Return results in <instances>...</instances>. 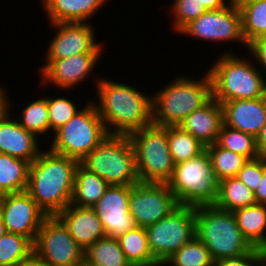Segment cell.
Wrapping results in <instances>:
<instances>
[{"label": "cell", "instance_id": "6da1fadb", "mask_svg": "<svg viewBox=\"0 0 266 266\" xmlns=\"http://www.w3.org/2000/svg\"><path fill=\"white\" fill-rule=\"evenodd\" d=\"M96 82L99 103L94 104L109 135H130L153 124L152 95L118 81Z\"/></svg>", "mask_w": 266, "mask_h": 266}, {"label": "cell", "instance_id": "7a4b0ae2", "mask_svg": "<svg viewBox=\"0 0 266 266\" xmlns=\"http://www.w3.org/2000/svg\"><path fill=\"white\" fill-rule=\"evenodd\" d=\"M78 164L49 148L30 164L26 192L47 216L57 215L71 204Z\"/></svg>", "mask_w": 266, "mask_h": 266}, {"label": "cell", "instance_id": "3957f363", "mask_svg": "<svg viewBox=\"0 0 266 266\" xmlns=\"http://www.w3.org/2000/svg\"><path fill=\"white\" fill-rule=\"evenodd\" d=\"M212 98V82L209 72L202 79L176 77L163 89L152 95L153 124L178 126L193 111Z\"/></svg>", "mask_w": 266, "mask_h": 266}, {"label": "cell", "instance_id": "277c9868", "mask_svg": "<svg viewBox=\"0 0 266 266\" xmlns=\"http://www.w3.org/2000/svg\"><path fill=\"white\" fill-rule=\"evenodd\" d=\"M194 212L196 237L214 262L242 256L254 248L240 231L233 212L215 205L195 206Z\"/></svg>", "mask_w": 266, "mask_h": 266}, {"label": "cell", "instance_id": "5b68a950", "mask_svg": "<svg viewBox=\"0 0 266 266\" xmlns=\"http://www.w3.org/2000/svg\"><path fill=\"white\" fill-rule=\"evenodd\" d=\"M208 70L212 82V97L221 104L231 100L266 96V76L261 75L262 70L245 57L242 59L233 53H223Z\"/></svg>", "mask_w": 266, "mask_h": 266}, {"label": "cell", "instance_id": "8992f818", "mask_svg": "<svg viewBox=\"0 0 266 266\" xmlns=\"http://www.w3.org/2000/svg\"><path fill=\"white\" fill-rule=\"evenodd\" d=\"M167 184L179 205H214L218 198L219 180L206 149L197 157L176 164Z\"/></svg>", "mask_w": 266, "mask_h": 266}, {"label": "cell", "instance_id": "52a82bcc", "mask_svg": "<svg viewBox=\"0 0 266 266\" xmlns=\"http://www.w3.org/2000/svg\"><path fill=\"white\" fill-rule=\"evenodd\" d=\"M51 151L81 162L109 133L91 101L54 133Z\"/></svg>", "mask_w": 266, "mask_h": 266}, {"label": "cell", "instance_id": "ba28073f", "mask_svg": "<svg viewBox=\"0 0 266 266\" xmlns=\"http://www.w3.org/2000/svg\"><path fill=\"white\" fill-rule=\"evenodd\" d=\"M141 183L167 184L175 163L169 150L167 127L151 124L128 135Z\"/></svg>", "mask_w": 266, "mask_h": 266}, {"label": "cell", "instance_id": "9c48e42d", "mask_svg": "<svg viewBox=\"0 0 266 266\" xmlns=\"http://www.w3.org/2000/svg\"><path fill=\"white\" fill-rule=\"evenodd\" d=\"M81 163L109 185L139 183L135 152L128 135H109Z\"/></svg>", "mask_w": 266, "mask_h": 266}, {"label": "cell", "instance_id": "30bf717a", "mask_svg": "<svg viewBox=\"0 0 266 266\" xmlns=\"http://www.w3.org/2000/svg\"><path fill=\"white\" fill-rule=\"evenodd\" d=\"M149 249L160 263L196 236L194 207L179 205L169 215L147 226Z\"/></svg>", "mask_w": 266, "mask_h": 266}, {"label": "cell", "instance_id": "8fae6325", "mask_svg": "<svg viewBox=\"0 0 266 266\" xmlns=\"http://www.w3.org/2000/svg\"><path fill=\"white\" fill-rule=\"evenodd\" d=\"M33 251L51 266H75L84 260L85 252L56 215L44 219Z\"/></svg>", "mask_w": 266, "mask_h": 266}, {"label": "cell", "instance_id": "7c38bea8", "mask_svg": "<svg viewBox=\"0 0 266 266\" xmlns=\"http://www.w3.org/2000/svg\"><path fill=\"white\" fill-rule=\"evenodd\" d=\"M179 33L215 42L237 40L244 44L245 49L248 45L243 36L241 13L235 0L223 9L206 11Z\"/></svg>", "mask_w": 266, "mask_h": 266}, {"label": "cell", "instance_id": "4fadbf2b", "mask_svg": "<svg viewBox=\"0 0 266 266\" xmlns=\"http://www.w3.org/2000/svg\"><path fill=\"white\" fill-rule=\"evenodd\" d=\"M178 206L168 184L139 182L130 186L129 211L137 227L156 223Z\"/></svg>", "mask_w": 266, "mask_h": 266}, {"label": "cell", "instance_id": "5bb4252c", "mask_svg": "<svg viewBox=\"0 0 266 266\" xmlns=\"http://www.w3.org/2000/svg\"><path fill=\"white\" fill-rule=\"evenodd\" d=\"M0 214L8 233L25 236L32 243L47 217L26 191L4 194Z\"/></svg>", "mask_w": 266, "mask_h": 266}, {"label": "cell", "instance_id": "9a60e30c", "mask_svg": "<svg viewBox=\"0 0 266 266\" xmlns=\"http://www.w3.org/2000/svg\"><path fill=\"white\" fill-rule=\"evenodd\" d=\"M57 32L54 34L44 59H65L82 53H101L95 31L89 23H51Z\"/></svg>", "mask_w": 266, "mask_h": 266}, {"label": "cell", "instance_id": "2e32d148", "mask_svg": "<svg viewBox=\"0 0 266 266\" xmlns=\"http://www.w3.org/2000/svg\"><path fill=\"white\" fill-rule=\"evenodd\" d=\"M130 186L109 185L93 207L103 224L106 237L118 236L136 227L129 211Z\"/></svg>", "mask_w": 266, "mask_h": 266}, {"label": "cell", "instance_id": "e0dca14e", "mask_svg": "<svg viewBox=\"0 0 266 266\" xmlns=\"http://www.w3.org/2000/svg\"><path fill=\"white\" fill-rule=\"evenodd\" d=\"M101 53H82L65 59H45L41 66V84H54L62 90L76 87L86 81L99 61ZM86 78V79H85Z\"/></svg>", "mask_w": 266, "mask_h": 266}, {"label": "cell", "instance_id": "ac0fdd59", "mask_svg": "<svg viewBox=\"0 0 266 266\" xmlns=\"http://www.w3.org/2000/svg\"><path fill=\"white\" fill-rule=\"evenodd\" d=\"M224 125L257 136L266 123V96L237 99L221 104Z\"/></svg>", "mask_w": 266, "mask_h": 266}, {"label": "cell", "instance_id": "d6986e66", "mask_svg": "<svg viewBox=\"0 0 266 266\" xmlns=\"http://www.w3.org/2000/svg\"><path fill=\"white\" fill-rule=\"evenodd\" d=\"M67 227L77 244L86 250L106 233L93 207H80L69 204L56 215Z\"/></svg>", "mask_w": 266, "mask_h": 266}, {"label": "cell", "instance_id": "ffe728a7", "mask_svg": "<svg viewBox=\"0 0 266 266\" xmlns=\"http://www.w3.org/2000/svg\"><path fill=\"white\" fill-rule=\"evenodd\" d=\"M11 113L0 120V152L34 162L39 154V137L11 119Z\"/></svg>", "mask_w": 266, "mask_h": 266}, {"label": "cell", "instance_id": "44dd1931", "mask_svg": "<svg viewBox=\"0 0 266 266\" xmlns=\"http://www.w3.org/2000/svg\"><path fill=\"white\" fill-rule=\"evenodd\" d=\"M223 124L222 105L212 97L205 105L188 115L178 126L207 147L216 143Z\"/></svg>", "mask_w": 266, "mask_h": 266}, {"label": "cell", "instance_id": "7402d4cb", "mask_svg": "<svg viewBox=\"0 0 266 266\" xmlns=\"http://www.w3.org/2000/svg\"><path fill=\"white\" fill-rule=\"evenodd\" d=\"M50 23H88L108 0H40Z\"/></svg>", "mask_w": 266, "mask_h": 266}, {"label": "cell", "instance_id": "603a6c76", "mask_svg": "<svg viewBox=\"0 0 266 266\" xmlns=\"http://www.w3.org/2000/svg\"><path fill=\"white\" fill-rule=\"evenodd\" d=\"M109 184L96 173L79 162L75 172L71 204L80 207H94L105 194Z\"/></svg>", "mask_w": 266, "mask_h": 266}, {"label": "cell", "instance_id": "cb8c5ba5", "mask_svg": "<svg viewBox=\"0 0 266 266\" xmlns=\"http://www.w3.org/2000/svg\"><path fill=\"white\" fill-rule=\"evenodd\" d=\"M233 213L240 231L248 242L255 248L266 250V205L246 206Z\"/></svg>", "mask_w": 266, "mask_h": 266}, {"label": "cell", "instance_id": "d4e9b609", "mask_svg": "<svg viewBox=\"0 0 266 266\" xmlns=\"http://www.w3.org/2000/svg\"><path fill=\"white\" fill-rule=\"evenodd\" d=\"M30 164L26 159L1 153L0 191L3 194L26 191Z\"/></svg>", "mask_w": 266, "mask_h": 266}, {"label": "cell", "instance_id": "484cf974", "mask_svg": "<svg viewBox=\"0 0 266 266\" xmlns=\"http://www.w3.org/2000/svg\"><path fill=\"white\" fill-rule=\"evenodd\" d=\"M127 261L132 266H157L147 240L146 229L135 227L117 237Z\"/></svg>", "mask_w": 266, "mask_h": 266}, {"label": "cell", "instance_id": "4316f807", "mask_svg": "<svg viewBox=\"0 0 266 266\" xmlns=\"http://www.w3.org/2000/svg\"><path fill=\"white\" fill-rule=\"evenodd\" d=\"M255 204L254 193L238 178L228 177L219 181L216 207L234 212Z\"/></svg>", "mask_w": 266, "mask_h": 266}, {"label": "cell", "instance_id": "83f0119b", "mask_svg": "<svg viewBox=\"0 0 266 266\" xmlns=\"http://www.w3.org/2000/svg\"><path fill=\"white\" fill-rule=\"evenodd\" d=\"M242 18L243 36L248 44L266 36V0H235Z\"/></svg>", "mask_w": 266, "mask_h": 266}, {"label": "cell", "instance_id": "f1b7e54d", "mask_svg": "<svg viewBox=\"0 0 266 266\" xmlns=\"http://www.w3.org/2000/svg\"><path fill=\"white\" fill-rule=\"evenodd\" d=\"M84 259L93 266H132L114 237L95 241L85 250Z\"/></svg>", "mask_w": 266, "mask_h": 266}, {"label": "cell", "instance_id": "f546056e", "mask_svg": "<svg viewBox=\"0 0 266 266\" xmlns=\"http://www.w3.org/2000/svg\"><path fill=\"white\" fill-rule=\"evenodd\" d=\"M167 136L169 150L176 164L197 157L205 146L180 126H168Z\"/></svg>", "mask_w": 266, "mask_h": 266}, {"label": "cell", "instance_id": "4dcf8cb0", "mask_svg": "<svg viewBox=\"0 0 266 266\" xmlns=\"http://www.w3.org/2000/svg\"><path fill=\"white\" fill-rule=\"evenodd\" d=\"M214 266V261L206 246L195 236L191 241L175 251L166 261L157 266Z\"/></svg>", "mask_w": 266, "mask_h": 266}, {"label": "cell", "instance_id": "1f68e13d", "mask_svg": "<svg viewBox=\"0 0 266 266\" xmlns=\"http://www.w3.org/2000/svg\"><path fill=\"white\" fill-rule=\"evenodd\" d=\"M217 179L220 181L228 177H236L248 159L231 150L219 147L216 143L205 147Z\"/></svg>", "mask_w": 266, "mask_h": 266}, {"label": "cell", "instance_id": "d6a6232c", "mask_svg": "<svg viewBox=\"0 0 266 266\" xmlns=\"http://www.w3.org/2000/svg\"><path fill=\"white\" fill-rule=\"evenodd\" d=\"M216 144L219 147L241 154L248 160L261 156L257 150L255 136L230 128L224 124L218 135Z\"/></svg>", "mask_w": 266, "mask_h": 266}, {"label": "cell", "instance_id": "836d02e7", "mask_svg": "<svg viewBox=\"0 0 266 266\" xmlns=\"http://www.w3.org/2000/svg\"><path fill=\"white\" fill-rule=\"evenodd\" d=\"M33 251V243L25 236L6 233L0 239V266H17Z\"/></svg>", "mask_w": 266, "mask_h": 266}, {"label": "cell", "instance_id": "e575fe53", "mask_svg": "<svg viewBox=\"0 0 266 266\" xmlns=\"http://www.w3.org/2000/svg\"><path fill=\"white\" fill-rule=\"evenodd\" d=\"M21 114L18 121L27 131L36 136L50 131L47 97L32 101L23 108Z\"/></svg>", "mask_w": 266, "mask_h": 266}, {"label": "cell", "instance_id": "d590c367", "mask_svg": "<svg viewBox=\"0 0 266 266\" xmlns=\"http://www.w3.org/2000/svg\"><path fill=\"white\" fill-rule=\"evenodd\" d=\"M50 130L55 132L66 124L79 110L65 97H47Z\"/></svg>", "mask_w": 266, "mask_h": 266}, {"label": "cell", "instance_id": "8d00e7d4", "mask_svg": "<svg viewBox=\"0 0 266 266\" xmlns=\"http://www.w3.org/2000/svg\"><path fill=\"white\" fill-rule=\"evenodd\" d=\"M171 10L175 18L173 29L178 32L207 11L199 0H173Z\"/></svg>", "mask_w": 266, "mask_h": 266}, {"label": "cell", "instance_id": "74e56055", "mask_svg": "<svg viewBox=\"0 0 266 266\" xmlns=\"http://www.w3.org/2000/svg\"><path fill=\"white\" fill-rule=\"evenodd\" d=\"M265 169L266 156H259L258 158L248 160L238 172L236 178L255 193L261 184Z\"/></svg>", "mask_w": 266, "mask_h": 266}, {"label": "cell", "instance_id": "f35d334b", "mask_svg": "<svg viewBox=\"0 0 266 266\" xmlns=\"http://www.w3.org/2000/svg\"><path fill=\"white\" fill-rule=\"evenodd\" d=\"M266 250L253 248L249 253L239 257L220 259L214 266H265Z\"/></svg>", "mask_w": 266, "mask_h": 266}, {"label": "cell", "instance_id": "ab89813d", "mask_svg": "<svg viewBox=\"0 0 266 266\" xmlns=\"http://www.w3.org/2000/svg\"><path fill=\"white\" fill-rule=\"evenodd\" d=\"M247 50L256 58V62L261 65V69L266 70V36L255 38L249 42Z\"/></svg>", "mask_w": 266, "mask_h": 266}, {"label": "cell", "instance_id": "60d3db41", "mask_svg": "<svg viewBox=\"0 0 266 266\" xmlns=\"http://www.w3.org/2000/svg\"><path fill=\"white\" fill-rule=\"evenodd\" d=\"M17 266H51L42 257L38 256L32 251L25 259H23Z\"/></svg>", "mask_w": 266, "mask_h": 266}, {"label": "cell", "instance_id": "b9f144b4", "mask_svg": "<svg viewBox=\"0 0 266 266\" xmlns=\"http://www.w3.org/2000/svg\"><path fill=\"white\" fill-rule=\"evenodd\" d=\"M254 198L256 204H265L266 205V169L264 170L261 184L254 193Z\"/></svg>", "mask_w": 266, "mask_h": 266}, {"label": "cell", "instance_id": "7bdbcfd3", "mask_svg": "<svg viewBox=\"0 0 266 266\" xmlns=\"http://www.w3.org/2000/svg\"><path fill=\"white\" fill-rule=\"evenodd\" d=\"M6 90L0 87V120L10 113V105ZM7 97V98H6Z\"/></svg>", "mask_w": 266, "mask_h": 266}, {"label": "cell", "instance_id": "ee69618b", "mask_svg": "<svg viewBox=\"0 0 266 266\" xmlns=\"http://www.w3.org/2000/svg\"><path fill=\"white\" fill-rule=\"evenodd\" d=\"M225 1L226 0H199L207 11L223 9L227 7L232 0H228V3H225Z\"/></svg>", "mask_w": 266, "mask_h": 266}, {"label": "cell", "instance_id": "f6af8a7d", "mask_svg": "<svg viewBox=\"0 0 266 266\" xmlns=\"http://www.w3.org/2000/svg\"><path fill=\"white\" fill-rule=\"evenodd\" d=\"M256 146L261 156H266V123L256 136Z\"/></svg>", "mask_w": 266, "mask_h": 266}, {"label": "cell", "instance_id": "bcb514c9", "mask_svg": "<svg viewBox=\"0 0 266 266\" xmlns=\"http://www.w3.org/2000/svg\"><path fill=\"white\" fill-rule=\"evenodd\" d=\"M7 233L6 226L3 222L2 216L0 214V239L2 238L3 235Z\"/></svg>", "mask_w": 266, "mask_h": 266}, {"label": "cell", "instance_id": "7dc6e473", "mask_svg": "<svg viewBox=\"0 0 266 266\" xmlns=\"http://www.w3.org/2000/svg\"><path fill=\"white\" fill-rule=\"evenodd\" d=\"M75 266H93L89 264L85 259Z\"/></svg>", "mask_w": 266, "mask_h": 266}, {"label": "cell", "instance_id": "c3c4849f", "mask_svg": "<svg viewBox=\"0 0 266 266\" xmlns=\"http://www.w3.org/2000/svg\"><path fill=\"white\" fill-rule=\"evenodd\" d=\"M3 195H4V194L0 191V203L2 202Z\"/></svg>", "mask_w": 266, "mask_h": 266}]
</instances>
